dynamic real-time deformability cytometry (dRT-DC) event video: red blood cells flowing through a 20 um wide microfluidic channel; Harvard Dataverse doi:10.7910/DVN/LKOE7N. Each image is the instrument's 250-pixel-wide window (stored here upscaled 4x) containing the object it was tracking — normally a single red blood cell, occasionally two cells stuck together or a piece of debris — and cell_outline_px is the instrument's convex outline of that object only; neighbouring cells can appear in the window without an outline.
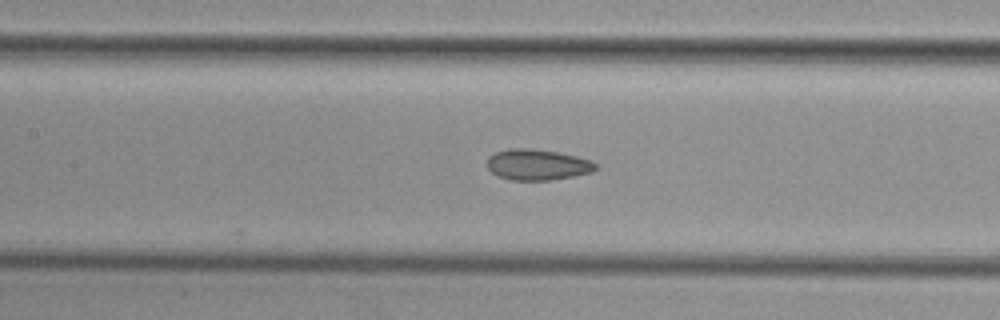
{"species": "common noctule bat (a hibernating species)", "species_latin": "Nyctalus noctula", "temperature_condition": "cold", "stored_images_in_passage": 23, "camera_frame_rate_fps": 3000, "um_per_image_px": 0.085, "animal": {"sex": "female", "body_mass_g": 29.2, "forearm_length_mm": 56.3}, "frame": {"image": 1, "passage_image": 23, "time_ms": 7.333, "image_size_px": [1000, 320], "cell_outline_px": [[596, 168], [592, 172], [572, 176], [548, 180], [512, 180], [496, 176], [488, 168], [488, 156], [496, 152], [508, 148], [532, 148], [560, 152], [592, 160], [596, 164]], "centroid_in_image_um": [45.67, 13.98], "position_along_channel_um": 161.7, "area_um2": 19.59}}